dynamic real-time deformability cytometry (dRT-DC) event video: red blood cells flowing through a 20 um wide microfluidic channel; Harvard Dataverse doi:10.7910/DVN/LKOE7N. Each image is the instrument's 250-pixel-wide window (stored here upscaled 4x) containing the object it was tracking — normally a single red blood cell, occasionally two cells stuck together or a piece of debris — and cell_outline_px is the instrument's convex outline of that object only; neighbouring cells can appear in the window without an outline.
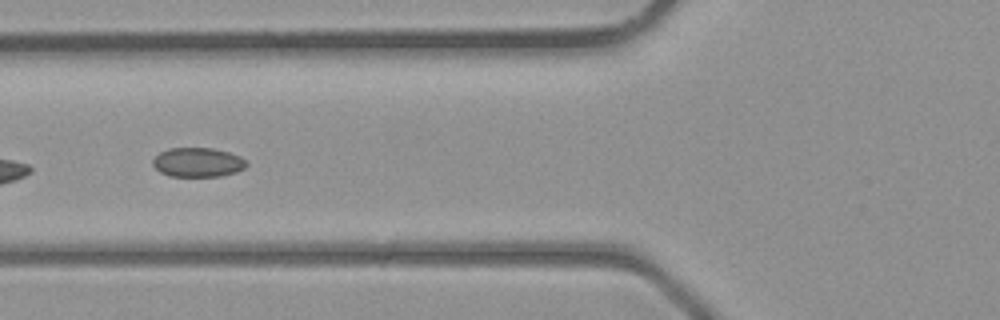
{"species": "common noctule bat (a hibernating species)", "species_latin": "Nyctalus noctula", "temperature_condition": "room temperature", "stored_images_in_passage": 8, "camera_frame_rate_fps": 3000, "um_per_image_px": 0.085, "animal": {"sex": "male", "body_mass_g": 23.1, "forearm_length_mm": 52.7}, "frame": {"image": 1, "passage_image": 3, "time_ms": 0.667, "image_size_px": [1000, 320], "cell_outline_px": [[248, 164], [244, 168], [236, 172], [220, 176], [168, 176], [160, 172], [152, 164], [152, 160], [160, 152], [168, 148], [212, 148], [228, 152], [240, 156], [248, 160]], "centroid_in_image_um": [16.82, 13.79], "position_along_channel_um": 109.0, "area_um2": 16.07}}
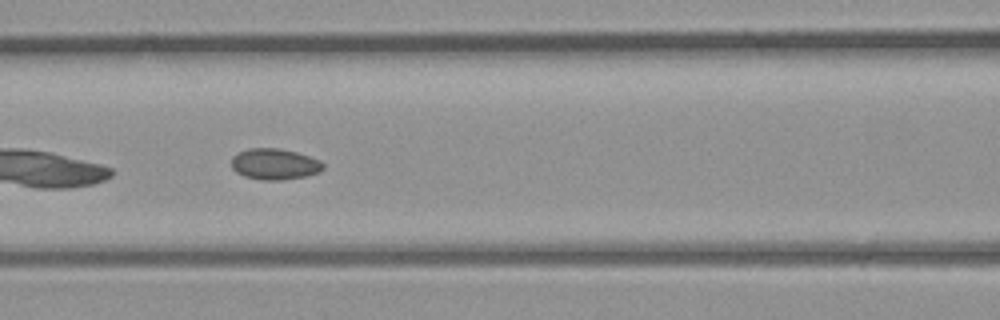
{"frame": {"image": 2, "passage_image": 5, "time_ms": 1.333, "image_size_px": [1000, 320], "cell_outline_px": [[324, 168], [320, 172], [304, 176], [280, 180], [264, 180], [244, 176], [236, 172], [232, 168], [232, 156], [248, 148], [280, 148], [296, 152], [320, 160], [324, 164]], "centroid_in_image_um": [23.34, 13.94], "position_along_channel_um": 143.3, "area_um2": 16.53}}